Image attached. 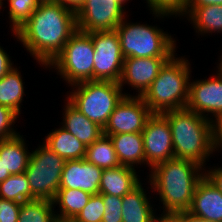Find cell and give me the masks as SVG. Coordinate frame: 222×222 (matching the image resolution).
<instances>
[{"instance_id":"8992f818","label":"cell","mask_w":222,"mask_h":222,"mask_svg":"<svg viewBox=\"0 0 222 222\" xmlns=\"http://www.w3.org/2000/svg\"><path fill=\"white\" fill-rule=\"evenodd\" d=\"M124 18L115 29L124 58H171L176 54V41L157 26L127 22Z\"/></svg>"},{"instance_id":"e0dca14e","label":"cell","mask_w":222,"mask_h":222,"mask_svg":"<svg viewBox=\"0 0 222 222\" xmlns=\"http://www.w3.org/2000/svg\"><path fill=\"white\" fill-rule=\"evenodd\" d=\"M64 105L63 123L64 129L78 138L84 145L89 146L97 141L103 134V128L89 120L77 110L68 100Z\"/></svg>"},{"instance_id":"9a60e30c","label":"cell","mask_w":222,"mask_h":222,"mask_svg":"<svg viewBox=\"0 0 222 222\" xmlns=\"http://www.w3.org/2000/svg\"><path fill=\"white\" fill-rule=\"evenodd\" d=\"M103 169L87 162L84 158L65 161L59 189H80L100 194Z\"/></svg>"},{"instance_id":"e575fe53","label":"cell","mask_w":222,"mask_h":222,"mask_svg":"<svg viewBox=\"0 0 222 222\" xmlns=\"http://www.w3.org/2000/svg\"><path fill=\"white\" fill-rule=\"evenodd\" d=\"M204 170L205 176L215 185V187L222 193V166L214 167V169Z\"/></svg>"},{"instance_id":"4dcf8cb0","label":"cell","mask_w":222,"mask_h":222,"mask_svg":"<svg viewBox=\"0 0 222 222\" xmlns=\"http://www.w3.org/2000/svg\"><path fill=\"white\" fill-rule=\"evenodd\" d=\"M104 211L102 195L93 194L79 215L69 222H101Z\"/></svg>"},{"instance_id":"f1b7e54d","label":"cell","mask_w":222,"mask_h":222,"mask_svg":"<svg viewBox=\"0 0 222 222\" xmlns=\"http://www.w3.org/2000/svg\"><path fill=\"white\" fill-rule=\"evenodd\" d=\"M9 3V19L11 29L16 32L30 18L38 7V0H7Z\"/></svg>"},{"instance_id":"4316f807","label":"cell","mask_w":222,"mask_h":222,"mask_svg":"<svg viewBox=\"0 0 222 222\" xmlns=\"http://www.w3.org/2000/svg\"><path fill=\"white\" fill-rule=\"evenodd\" d=\"M53 201L36 199L21 204L18 222H58Z\"/></svg>"},{"instance_id":"ba28073f","label":"cell","mask_w":222,"mask_h":222,"mask_svg":"<svg viewBox=\"0 0 222 222\" xmlns=\"http://www.w3.org/2000/svg\"><path fill=\"white\" fill-rule=\"evenodd\" d=\"M31 152L25 170L31 192L37 199L53 201L60 186L65 160L44 143Z\"/></svg>"},{"instance_id":"d6986e66","label":"cell","mask_w":222,"mask_h":222,"mask_svg":"<svg viewBox=\"0 0 222 222\" xmlns=\"http://www.w3.org/2000/svg\"><path fill=\"white\" fill-rule=\"evenodd\" d=\"M139 183L122 197V222H154L156 213L149 197Z\"/></svg>"},{"instance_id":"f6af8a7d","label":"cell","mask_w":222,"mask_h":222,"mask_svg":"<svg viewBox=\"0 0 222 222\" xmlns=\"http://www.w3.org/2000/svg\"><path fill=\"white\" fill-rule=\"evenodd\" d=\"M218 65L222 68V55H221V58H220V63Z\"/></svg>"},{"instance_id":"f35d334b","label":"cell","mask_w":222,"mask_h":222,"mask_svg":"<svg viewBox=\"0 0 222 222\" xmlns=\"http://www.w3.org/2000/svg\"><path fill=\"white\" fill-rule=\"evenodd\" d=\"M86 0H55V2H59L64 7H67L74 12H77L81 6L85 3Z\"/></svg>"},{"instance_id":"30bf717a","label":"cell","mask_w":222,"mask_h":222,"mask_svg":"<svg viewBox=\"0 0 222 222\" xmlns=\"http://www.w3.org/2000/svg\"><path fill=\"white\" fill-rule=\"evenodd\" d=\"M124 10L114 0H86L76 12L77 30L85 33L115 30L127 16Z\"/></svg>"},{"instance_id":"60d3db41","label":"cell","mask_w":222,"mask_h":222,"mask_svg":"<svg viewBox=\"0 0 222 222\" xmlns=\"http://www.w3.org/2000/svg\"><path fill=\"white\" fill-rule=\"evenodd\" d=\"M183 222H215V221H208L206 219L194 216L188 211H183Z\"/></svg>"},{"instance_id":"52a82bcc","label":"cell","mask_w":222,"mask_h":222,"mask_svg":"<svg viewBox=\"0 0 222 222\" xmlns=\"http://www.w3.org/2000/svg\"><path fill=\"white\" fill-rule=\"evenodd\" d=\"M95 48L88 33L77 30L46 68H55L70 86L94 80Z\"/></svg>"},{"instance_id":"277c9868","label":"cell","mask_w":222,"mask_h":222,"mask_svg":"<svg viewBox=\"0 0 222 222\" xmlns=\"http://www.w3.org/2000/svg\"><path fill=\"white\" fill-rule=\"evenodd\" d=\"M175 55L164 63L158 76L141 96L152 113H164L187 106L190 62L185 57Z\"/></svg>"},{"instance_id":"5bb4252c","label":"cell","mask_w":222,"mask_h":222,"mask_svg":"<svg viewBox=\"0 0 222 222\" xmlns=\"http://www.w3.org/2000/svg\"><path fill=\"white\" fill-rule=\"evenodd\" d=\"M168 59L170 58H124L122 74L118 82L122 91L123 86L127 84L138 90L136 96H142Z\"/></svg>"},{"instance_id":"44dd1931","label":"cell","mask_w":222,"mask_h":222,"mask_svg":"<svg viewBox=\"0 0 222 222\" xmlns=\"http://www.w3.org/2000/svg\"><path fill=\"white\" fill-rule=\"evenodd\" d=\"M30 155L25 139L20 134L0 141V159H3L5 168L11 175L25 172Z\"/></svg>"},{"instance_id":"836d02e7","label":"cell","mask_w":222,"mask_h":222,"mask_svg":"<svg viewBox=\"0 0 222 222\" xmlns=\"http://www.w3.org/2000/svg\"><path fill=\"white\" fill-rule=\"evenodd\" d=\"M19 202L0 198V222H18Z\"/></svg>"},{"instance_id":"ffe728a7","label":"cell","mask_w":222,"mask_h":222,"mask_svg":"<svg viewBox=\"0 0 222 222\" xmlns=\"http://www.w3.org/2000/svg\"><path fill=\"white\" fill-rule=\"evenodd\" d=\"M120 165L135 169L134 165H145V153L142 133H122L109 135Z\"/></svg>"},{"instance_id":"ac0fdd59","label":"cell","mask_w":222,"mask_h":222,"mask_svg":"<svg viewBox=\"0 0 222 222\" xmlns=\"http://www.w3.org/2000/svg\"><path fill=\"white\" fill-rule=\"evenodd\" d=\"M136 170L132 167L119 165L103 169L100 182V194L123 197L140 182Z\"/></svg>"},{"instance_id":"3957f363","label":"cell","mask_w":222,"mask_h":222,"mask_svg":"<svg viewBox=\"0 0 222 222\" xmlns=\"http://www.w3.org/2000/svg\"><path fill=\"white\" fill-rule=\"evenodd\" d=\"M162 114L169 121L174 158L191 160L204 167L213 154L214 121L187 108Z\"/></svg>"},{"instance_id":"7c38bea8","label":"cell","mask_w":222,"mask_h":222,"mask_svg":"<svg viewBox=\"0 0 222 222\" xmlns=\"http://www.w3.org/2000/svg\"><path fill=\"white\" fill-rule=\"evenodd\" d=\"M217 68V75L189 82V99L186 106L188 110L214 122L222 120V68ZM209 114L215 119L210 118Z\"/></svg>"},{"instance_id":"9c48e42d","label":"cell","mask_w":222,"mask_h":222,"mask_svg":"<svg viewBox=\"0 0 222 222\" xmlns=\"http://www.w3.org/2000/svg\"><path fill=\"white\" fill-rule=\"evenodd\" d=\"M95 48L94 80L119 82L124 57L116 30L88 33Z\"/></svg>"},{"instance_id":"8d00e7d4","label":"cell","mask_w":222,"mask_h":222,"mask_svg":"<svg viewBox=\"0 0 222 222\" xmlns=\"http://www.w3.org/2000/svg\"><path fill=\"white\" fill-rule=\"evenodd\" d=\"M222 150V120L214 122L213 125V152Z\"/></svg>"},{"instance_id":"2e32d148","label":"cell","mask_w":222,"mask_h":222,"mask_svg":"<svg viewBox=\"0 0 222 222\" xmlns=\"http://www.w3.org/2000/svg\"><path fill=\"white\" fill-rule=\"evenodd\" d=\"M188 212L208 221L222 222V193L205 175L196 186Z\"/></svg>"},{"instance_id":"5b68a950","label":"cell","mask_w":222,"mask_h":222,"mask_svg":"<svg viewBox=\"0 0 222 222\" xmlns=\"http://www.w3.org/2000/svg\"><path fill=\"white\" fill-rule=\"evenodd\" d=\"M67 100L89 120L104 129L116 105L124 96L118 82L93 80L71 86ZM76 88V89H75Z\"/></svg>"},{"instance_id":"4fadbf2b","label":"cell","mask_w":222,"mask_h":222,"mask_svg":"<svg viewBox=\"0 0 222 222\" xmlns=\"http://www.w3.org/2000/svg\"><path fill=\"white\" fill-rule=\"evenodd\" d=\"M144 143L145 164L155 165L174 158L172 135L168 119L162 113H153L141 132Z\"/></svg>"},{"instance_id":"8fae6325","label":"cell","mask_w":222,"mask_h":222,"mask_svg":"<svg viewBox=\"0 0 222 222\" xmlns=\"http://www.w3.org/2000/svg\"><path fill=\"white\" fill-rule=\"evenodd\" d=\"M152 114L141 96H124L110 115L103 134L141 133Z\"/></svg>"},{"instance_id":"74e56055","label":"cell","mask_w":222,"mask_h":222,"mask_svg":"<svg viewBox=\"0 0 222 222\" xmlns=\"http://www.w3.org/2000/svg\"><path fill=\"white\" fill-rule=\"evenodd\" d=\"M154 222H183V211L177 213H162L156 216Z\"/></svg>"},{"instance_id":"83f0119b","label":"cell","mask_w":222,"mask_h":222,"mask_svg":"<svg viewBox=\"0 0 222 222\" xmlns=\"http://www.w3.org/2000/svg\"><path fill=\"white\" fill-rule=\"evenodd\" d=\"M0 198L19 203L37 199L31 192L25 172L10 175L0 183Z\"/></svg>"},{"instance_id":"7bdbcfd3","label":"cell","mask_w":222,"mask_h":222,"mask_svg":"<svg viewBox=\"0 0 222 222\" xmlns=\"http://www.w3.org/2000/svg\"><path fill=\"white\" fill-rule=\"evenodd\" d=\"M114 1L118 2L125 9L123 5H125L124 3L125 2L127 3L129 0H114Z\"/></svg>"},{"instance_id":"6da1fadb","label":"cell","mask_w":222,"mask_h":222,"mask_svg":"<svg viewBox=\"0 0 222 222\" xmlns=\"http://www.w3.org/2000/svg\"><path fill=\"white\" fill-rule=\"evenodd\" d=\"M76 31V12L51 1L40 2L23 26L12 33L46 68Z\"/></svg>"},{"instance_id":"d4e9b609","label":"cell","mask_w":222,"mask_h":222,"mask_svg":"<svg viewBox=\"0 0 222 222\" xmlns=\"http://www.w3.org/2000/svg\"><path fill=\"white\" fill-rule=\"evenodd\" d=\"M21 72L13 67L5 76L0 79V105L11 108L20 115L21 103L24 96V82Z\"/></svg>"},{"instance_id":"1f68e13d","label":"cell","mask_w":222,"mask_h":222,"mask_svg":"<svg viewBox=\"0 0 222 222\" xmlns=\"http://www.w3.org/2000/svg\"><path fill=\"white\" fill-rule=\"evenodd\" d=\"M104 203V215L101 222H122V198L101 194Z\"/></svg>"},{"instance_id":"d590c367","label":"cell","mask_w":222,"mask_h":222,"mask_svg":"<svg viewBox=\"0 0 222 222\" xmlns=\"http://www.w3.org/2000/svg\"><path fill=\"white\" fill-rule=\"evenodd\" d=\"M11 61L7 52L0 46V79L14 67Z\"/></svg>"},{"instance_id":"bcb514c9","label":"cell","mask_w":222,"mask_h":222,"mask_svg":"<svg viewBox=\"0 0 222 222\" xmlns=\"http://www.w3.org/2000/svg\"><path fill=\"white\" fill-rule=\"evenodd\" d=\"M4 0H0V9L2 8L3 2Z\"/></svg>"},{"instance_id":"b9f144b4","label":"cell","mask_w":222,"mask_h":222,"mask_svg":"<svg viewBox=\"0 0 222 222\" xmlns=\"http://www.w3.org/2000/svg\"><path fill=\"white\" fill-rule=\"evenodd\" d=\"M11 174L6 170L3 159H0V183L5 181Z\"/></svg>"},{"instance_id":"7a4b0ae2","label":"cell","mask_w":222,"mask_h":222,"mask_svg":"<svg viewBox=\"0 0 222 222\" xmlns=\"http://www.w3.org/2000/svg\"><path fill=\"white\" fill-rule=\"evenodd\" d=\"M206 168L191 160L172 158L155 165L149 174V185L163 204V213L188 211L198 182Z\"/></svg>"},{"instance_id":"ee69618b","label":"cell","mask_w":222,"mask_h":222,"mask_svg":"<svg viewBox=\"0 0 222 222\" xmlns=\"http://www.w3.org/2000/svg\"><path fill=\"white\" fill-rule=\"evenodd\" d=\"M38 1L40 3V2H51V1H55V0H38Z\"/></svg>"},{"instance_id":"484cf974","label":"cell","mask_w":222,"mask_h":222,"mask_svg":"<svg viewBox=\"0 0 222 222\" xmlns=\"http://www.w3.org/2000/svg\"><path fill=\"white\" fill-rule=\"evenodd\" d=\"M84 159L102 169H110L120 165L110 136H102L87 146Z\"/></svg>"},{"instance_id":"f546056e","label":"cell","mask_w":222,"mask_h":222,"mask_svg":"<svg viewBox=\"0 0 222 222\" xmlns=\"http://www.w3.org/2000/svg\"><path fill=\"white\" fill-rule=\"evenodd\" d=\"M150 12L157 18L181 16L187 7L188 0H146Z\"/></svg>"},{"instance_id":"d6a6232c","label":"cell","mask_w":222,"mask_h":222,"mask_svg":"<svg viewBox=\"0 0 222 222\" xmlns=\"http://www.w3.org/2000/svg\"><path fill=\"white\" fill-rule=\"evenodd\" d=\"M18 116L11 108L0 105V141L19 134L12 127Z\"/></svg>"},{"instance_id":"ab89813d","label":"cell","mask_w":222,"mask_h":222,"mask_svg":"<svg viewBox=\"0 0 222 222\" xmlns=\"http://www.w3.org/2000/svg\"><path fill=\"white\" fill-rule=\"evenodd\" d=\"M214 4L222 5V0H188L187 7H201Z\"/></svg>"},{"instance_id":"cb8c5ba5","label":"cell","mask_w":222,"mask_h":222,"mask_svg":"<svg viewBox=\"0 0 222 222\" xmlns=\"http://www.w3.org/2000/svg\"><path fill=\"white\" fill-rule=\"evenodd\" d=\"M91 196V193L80 189H58L53 200V204L59 205L60 208V214L56 212L58 222L74 220L86 206Z\"/></svg>"},{"instance_id":"7402d4cb","label":"cell","mask_w":222,"mask_h":222,"mask_svg":"<svg viewBox=\"0 0 222 222\" xmlns=\"http://www.w3.org/2000/svg\"><path fill=\"white\" fill-rule=\"evenodd\" d=\"M44 139L43 143L65 161L85 157L87 146L62 126L47 134Z\"/></svg>"},{"instance_id":"603a6c76","label":"cell","mask_w":222,"mask_h":222,"mask_svg":"<svg viewBox=\"0 0 222 222\" xmlns=\"http://www.w3.org/2000/svg\"><path fill=\"white\" fill-rule=\"evenodd\" d=\"M193 23L194 29L200 35L222 32V5H208L201 7H186L181 14Z\"/></svg>"}]
</instances>
